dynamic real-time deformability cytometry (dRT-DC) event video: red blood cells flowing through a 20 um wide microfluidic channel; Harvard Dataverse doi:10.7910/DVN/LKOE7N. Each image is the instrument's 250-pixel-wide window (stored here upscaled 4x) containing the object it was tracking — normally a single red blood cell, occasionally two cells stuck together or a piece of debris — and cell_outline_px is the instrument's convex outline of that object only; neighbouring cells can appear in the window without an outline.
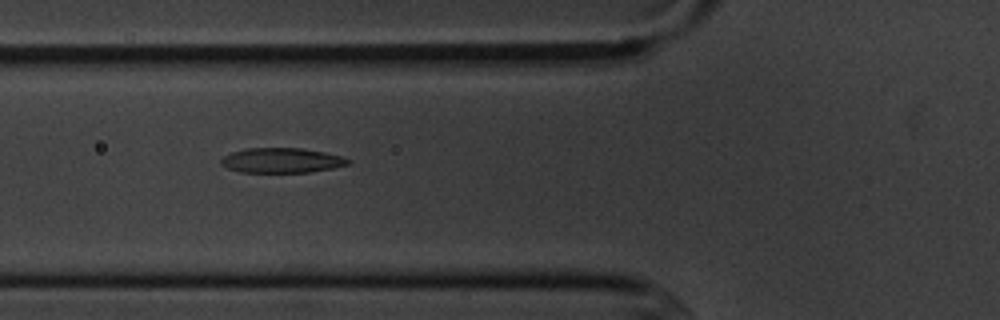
{"species": "common noctule bat (a hibernating species)", "species_latin": "Nyctalus noctula", "temperature_condition": "cold", "stored_images_in_passage": 7, "camera_frame_rate_fps": 3000, "um_per_image_px": 0.085, "animal": {"sex": "male", "body_mass_g": 20.1, "forearm_length_mm": 53.5}, "frame": {"image": 1, "passage_image": 6, "time_ms": 5.667, "image_size_px": [1000, 320], "cell_outline_px": [[352, 160], [348, 164], [332, 168], [308, 172], [240, 172], [228, 168], [220, 164], [220, 160], [224, 156], [232, 152], [244, 148], [304, 148], [324, 152], [340, 156]], "centroid_in_image_um": [23.92, 13.62], "position_along_channel_um": 101.9, "area_um2": 18.38}}
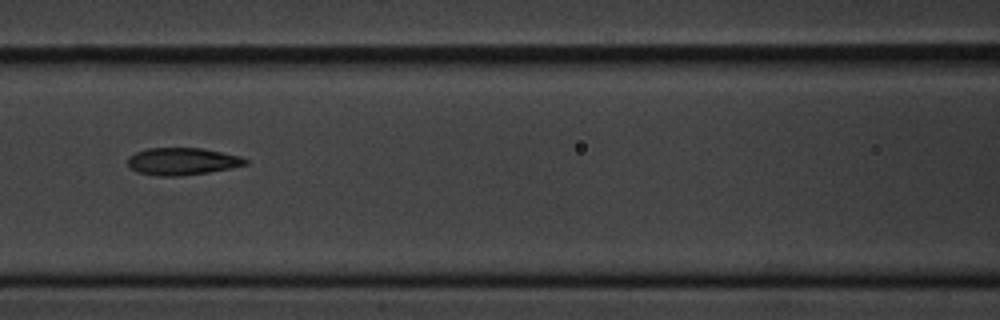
{"frame": {"image": 2, "passage_image": 7, "time_ms": 7.0, "image_size_px": [1000, 320], "cell_outline_px": [[248, 164], [208, 172], [180, 176], [156, 176], [136, 172], [128, 168], [128, 156], [136, 152], [148, 148], [204, 148], [240, 156], [248, 160]], "centroid_in_image_um": [15.45, 13.72], "position_along_channel_um": 151.2, "area_um2": 18.79}}